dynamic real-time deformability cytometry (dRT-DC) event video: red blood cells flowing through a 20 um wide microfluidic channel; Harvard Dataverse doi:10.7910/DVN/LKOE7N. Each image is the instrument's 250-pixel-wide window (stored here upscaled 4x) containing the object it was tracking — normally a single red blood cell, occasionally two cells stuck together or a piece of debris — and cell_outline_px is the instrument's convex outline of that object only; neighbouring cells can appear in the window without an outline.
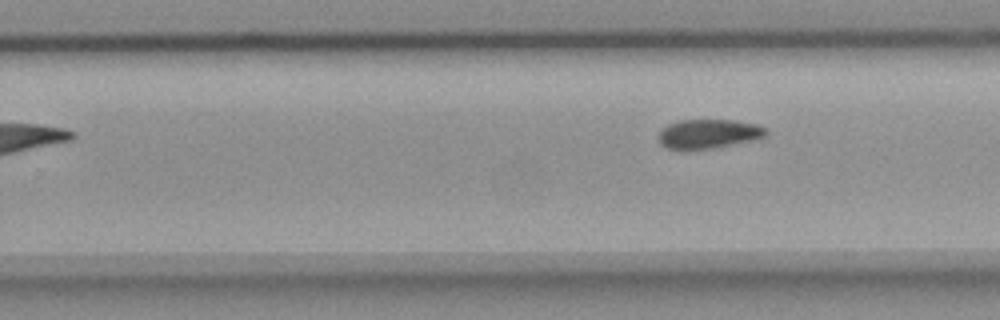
{"species": "common noctule bat (a hibernating species)", "species_latin": "Nyctalus noctula", "temperature_condition": "room temperature", "stored_images_in_passage": 8, "camera_frame_rate_fps": 3000, "um_per_image_px": 0.085, "animal": {"sex": "female", "body_mass_g": 18.4}, "frame": {"image": 1, "passage_image": 8, "time_ms": 8.0, "image_size_px": [1000, 320], "cell_outline_px": [[768, 136], [756, 140], [712, 148], [668, 148], [660, 144], [660, 132], [668, 124], [680, 120], [732, 120], [756, 124], [764, 128], [768, 132]], "centroid_in_image_um": [60.3, 11.36], "position_along_channel_um": 269.5, "area_um2": 17.98}}